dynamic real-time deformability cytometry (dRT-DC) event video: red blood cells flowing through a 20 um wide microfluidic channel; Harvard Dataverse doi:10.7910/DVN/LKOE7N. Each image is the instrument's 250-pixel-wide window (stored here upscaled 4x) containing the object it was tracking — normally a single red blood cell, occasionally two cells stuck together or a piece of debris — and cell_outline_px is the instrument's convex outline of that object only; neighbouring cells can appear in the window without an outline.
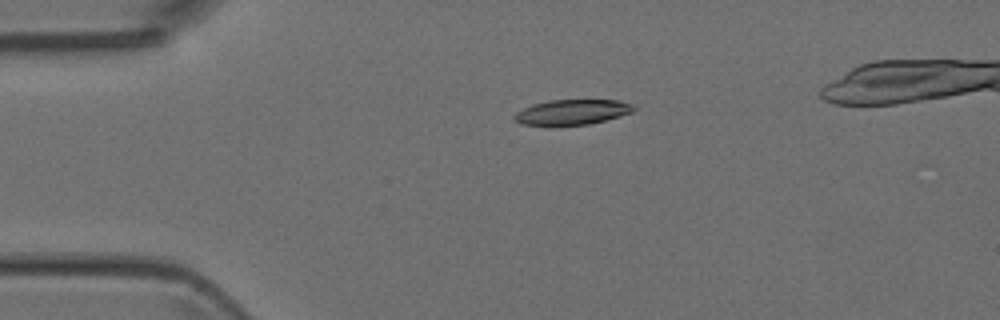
{"species": "Egyptian fruit bat (a non-hibernating species)", "species_latin": "Rousettus aegyptiacus", "temperature_condition": "room temperature", "stored_images_in_passage": 2, "camera_frame_rate_fps": 3000, "um_per_image_px": 0.085, "animal": {"sex": "female"}, "frame": {"image": 1, "passage_image": 2, "time_ms": 1.333, "image_size_px": [1000, 320], "cell_outline_px": [[636, 108], [632, 112], [620, 116], [588, 124], [552, 128], [548, 128], [520, 124], [512, 120], [512, 116], [516, 112], [532, 104], [548, 100], [620, 100], [632, 104]], "centroid_in_image_um": [48.52, 9.57], "position_along_channel_um": 36.5, "area_um2": 18.32}}